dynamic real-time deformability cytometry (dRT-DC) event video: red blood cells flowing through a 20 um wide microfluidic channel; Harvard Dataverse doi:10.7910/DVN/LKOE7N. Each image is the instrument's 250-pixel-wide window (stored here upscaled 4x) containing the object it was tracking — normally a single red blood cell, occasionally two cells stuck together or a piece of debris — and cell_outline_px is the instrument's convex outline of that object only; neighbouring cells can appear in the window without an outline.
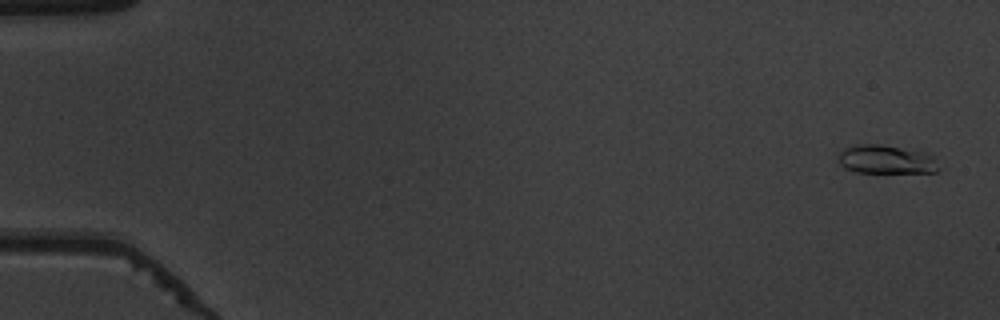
{"species": "common noctule bat (a hibernating species)", "species_latin": "Nyctalus noctula", "temperature_condition": "warm", "stored_images_in_passage": 53, "camera_frame_rate_fps": 3000, "um_per_image_px": 0.085, "animal": {"sex": "male", "body_mass_g": 19.5, "forearm_length_mm": 54.6}, "frame": {"image": 1, "passage_image": 2, "time_ms": 0.333, "image_size_px": [1000, 320], "cell_outline_px": [[940, 168], [936, 172], [856, 172], [844, 168], [840, 164], [836, 156], [844, 148], [860, 144], [884, 144], [920, 148], [936, 156]], "centroid_in_image_um": [75.41, 13.52], "position_along_channel_um": 9.6, "area_um2": 17.63}}
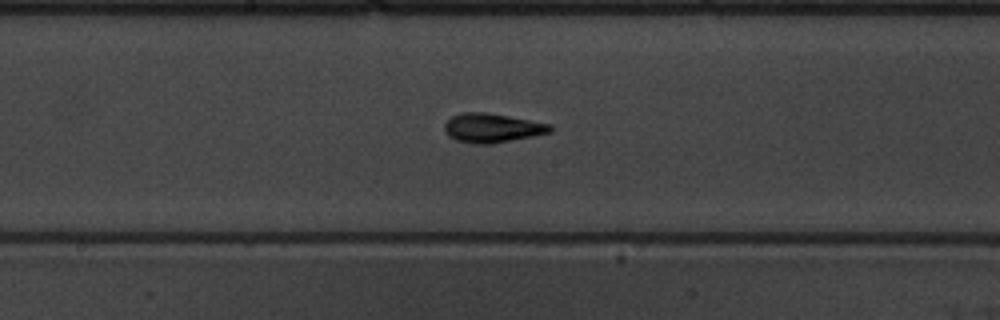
{"frame": {"image": 2, "passage_image": 29, "time_ms": 9.333, "image_size_px": [1000, 320], "cell_outline_px": [[552, 132], [492, 144], [472, 144], [456, 140], [448, 136], [444, 132], [444, 124], [452, 116], [460, 112], [484, 112], [508, 116], [552, 124]], "centroid_in_image_um": [41.8, 10.88], "position_along_channel_um": 206.4, "area_um2": 18.03}}
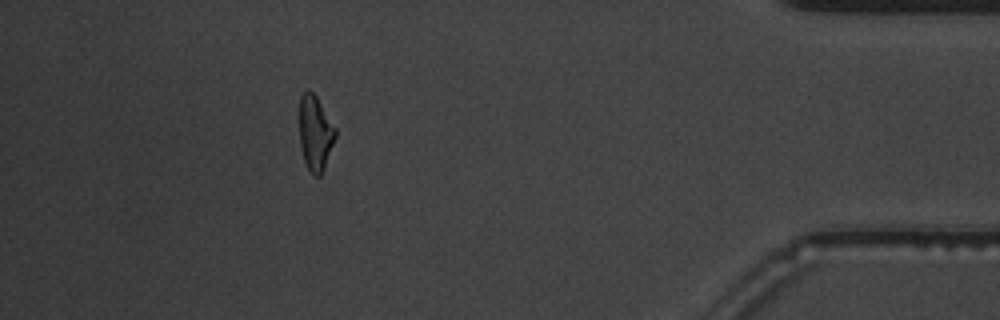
{"frame": {"image": 3, "passage_image": 48, "time_ms": 15.667, "image_size_px": [1000, 320], "cell_outline_px": [[336, 136], [324, 168], [320, 176], [312, 176], [304, 160], [300, 148], [300, 96], [308, 88], [316, 96], [336, 128]], "centroid_in_image_um": [26.79, 11.32], "position_along_channel_um": 408.4, "area_um2": 15.66}, "authors_computed_cell_mechanics": {"area_um2": 16.2418, "velocity_mm_per_s": 3.9252, "shape_relaxation_time_tau1_ms": 3.263, "shape_relaxation_time_tau2_ms": 2.5704, "deformation_change_tau1": 0.1954, "deformation_change_tau2": 0.099}}